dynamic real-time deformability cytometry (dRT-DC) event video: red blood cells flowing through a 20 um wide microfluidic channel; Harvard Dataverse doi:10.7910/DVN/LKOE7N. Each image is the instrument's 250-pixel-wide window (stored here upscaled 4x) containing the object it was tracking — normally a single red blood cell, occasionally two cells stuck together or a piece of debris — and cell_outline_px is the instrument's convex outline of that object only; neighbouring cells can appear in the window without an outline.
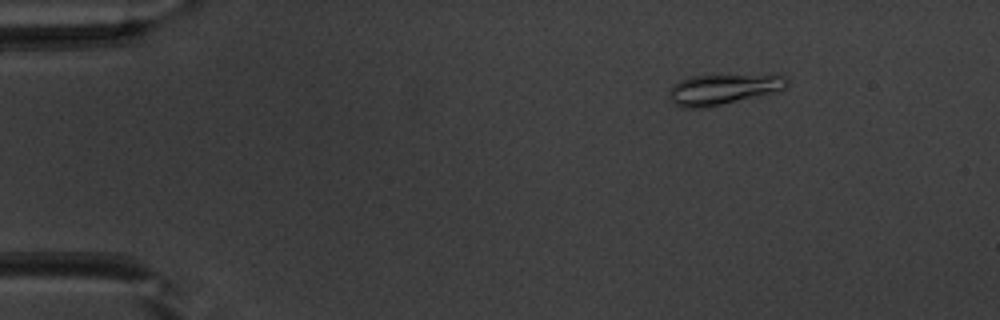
{"species": "common noctule bat (a hibernating species)", "species_latin": "Nyctalus noctula", "temperature_condition": "warm", "stored_images_in_passage": 51, "camera_frame_rate_fps": 3000, "um_per_image_px": 0.085, "animal": {"sex": "male", "body_mass_g": 20.1, "forearm_length_mm": 53.5}, "frame": {"image": 1, "passage_image": 8, "time_ms": 2.333, "image_size_px": [1000, 320], "cell_outline_px": [[788, 88], [780, 92], [704, 108], [680, 108], [672, 100], [668, 92], [672, 84], [680, 80], [692, 76], [784, 76], [788, 80]], "centroid_in_image_um": [61.47, 7.62], "position_along_channel_um": 23.5, "area_um2": 20.81}}
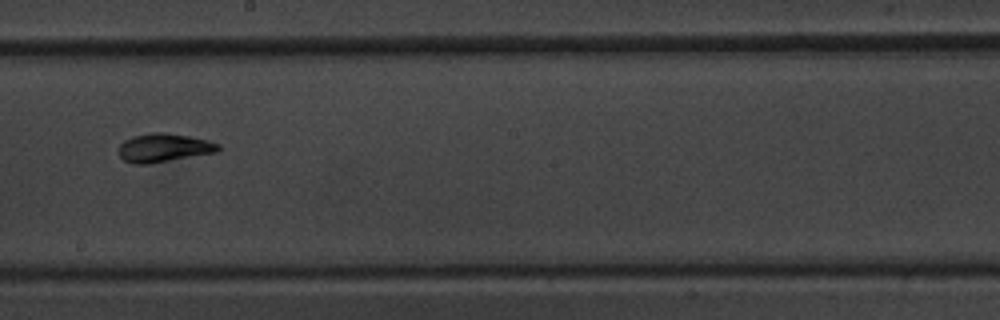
{"frame": {"image": 2, "passage_image": 30, "time_ms": 9.667, "image_size_px": [1000, 320], "cell_outline_px": [[220, 152], [148, 164], [132, 164], [124, 160], [120, 156], [120, 144], [124, 140], [132, 136], [152, 132], [160, 132], [188, 136], [208, 140], [220, 144]], "centroid_in_image_um": [13.95, 12.57], "position_along_channel_um": 234.2, "area_um2": 16.65}}
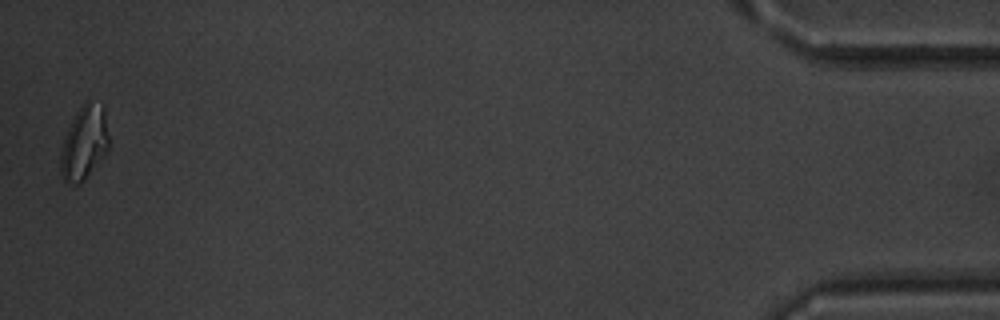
{"frame": {"image": 3, "passage_image": 51, "time_ms": 16.667, "image_size_px": [1000, 320], "cell_outline_px": [[108, 148], [104, 156], [80, 184], [76, 184], [64, 180], [60, 172], [60, 152], [68, 128], [76, 112], [88, 100], [104, 104], [108, 136]], "centroid_in_image_um": [7.16, 12.12], "position_along_channel_um": 428.0, "area_um2": 20.58}, "authors_computed_cell_mechanics": {"area_um2": 16.6464, "velocity_mm_per_s": 3.9965, "shape_relaxation_time_tau1_ms": 6.1837, "shape_relaxation_time_tau2_ms": 1.4533, "deformation_change_tau1": 0.2131, "deformation_change_tau2": 0.058}}